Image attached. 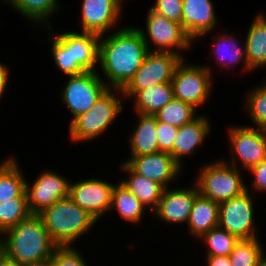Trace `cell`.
<instances>
[{
    "mask_svg": "<svg viewBox=\"0 0 266 266\" xmlns=\"http://www.w3.org/2000/svg\"><path fill=\"white\" fill-rule=\"evenodd\" d=\"M149 52L137 27L118 28L101 35L98 64L108 88L122 90L141 67ZM106 80V81H105Z\"/></svg>",
    "mask_w": 266,
    "mask_h": 266,
    "instance_id": "1",
    "label": "cell"
},
{
    "mask_svg": "<svg viewBox=\"0 0 266 266\" xmlns=\"http://www.w3.org/2000/svg\"><path fill=\"white\" fill-rule=\"evenodd\" d=\"M1 239V253L25 266L48 263L58 247L51 239L39 214H31L16 226L9 228L2 233Z\"/></svg>",
    "mask_w": 266,
    "mask_h": 266,
    "instance_id": "2",
    "label": "cell"
},
{
    "mask_svg": "<svg viewBox=\"0 0 266 266\" xmlns=\"http://www.w3.org/2000/svg\"><path fill=\"white\" fill-rule=\"evenodd\" d=\"M39 215L58 247L73 246L98 222L69 197L58 200Z\"/></svg>",
    "mask_w": 266,
    "mask_h": 266,
    "instance_id": "3",
    "label": "cell"
},
{
    "mask_svg": "<svg viewBox=\"0 0 266 266\" xmlns=\"http://www.w3.org/2000/svg\"><path fill=\"white\" fill-rule=\"evenodd\" d=\"M121 98L124 100L120 89L109 88L89 111L78 115L69 124L68 136L71 141L89 142L104 134L124 108Z\"/></svg>",
    "mask_w": 266,
    "mask_h": 266,
    "instance_id": "4",
    "label": "cell"
},
{
    "mask_svg": "<svg viewBox=\"0 0 266 266\" xmlns=\"http://www.w3.org/2000/svg\"><path fill=\"white\" fill-rule=\"evenodd\" d=\"M241 171L224 159L203 163L195 180L199 194L218 203L241 195L246 191Z\"/></svg>",
    "mask_w": 266,
    "mask_h": 266,
    "instance_id": "5",
    "label": "cell"
},
{
    "mask_svg": "<svg viewBox=\"0 0 266 266\" xmlns=\"http://www.w3.org/2000/svg\"><path fill=\"white\" fill-rule=\"evenodd\" d=\"M186 59L175 68L171 80L174 98L192 105L198 110L203 107L213 91V72L207 65L187 64Z\"/></svg>",
    "mask_w": 266,
    "mask_h": 266,
    "instance_id": "6",
    "label": "cell"
},
{
    "mask_svg": "<svg viewBox=\"0 0 266 266\" xmlns=\"http://www.w3.org/2000/svg\"><path fill=\"white\" fill-rule=\"evenodd\" d=\"M146 16V31L144 28H137L148 50L152 52H171L180 55L184 59L185 56L182 51L190 49L193 41L187 36L181 24L167 19L150 8Z\"/></svg>",
    "mask_w": 266,
    "mask_h": 266,
    "instance_id": "7",
    "label": "cell"
},
{
    "mask_svg": "<svg viewBox=\"0 0 266 266\" xmlns=\"http://www.w3.org/2000/svg\"><path fill=\"white\" fill-rule=\"evenodd\" d=\"M68 78L59 95L71 113V123L78 115L89 111L109 88L99 70L86 71Z\"/></svg>",
    "mask_w": 266,
    "mask_h": 266,
    "instance_id": "8",
    "label": "cell"
},
{
    "mask_svg": "<svg viewBox=\"0 0 266 266\" xmlns=\"http://www.w3.org/2000/svg\"><path fill=\"white\" fill-rule=\"evenodd\" d=\"M231 160H224L237 169L248 170L266 160V135L264 129L239 125L228 129ZM240 162V163H239ZM239 163V164H238ZM240 165V167H239Z\"/></svg>",
    "mask_w": 266,
    "mask_h": 266,
    "instance_id": "9",
    "label": "cell"
},
{
    "mask_svg": "<svg viewBox=\"0 0 266 266\" xmlns=\"http://www.w3.org/2000/svg\"><path fill=\"white\" fill-rule=\"evenodd\" d=\"M182 59L180 55L171 52L149 51L141 67L121 90L124 99L129 98L130 101L140 90L171 82L175 68Z\"/></svg>",
    "mask_w": 266,
    "mask_h": 266,
    "instance_id": "10",
    "label": "cell"
},
{
    "mask_svg": "<svg viewBox=\"0 0 266 266\" xmlns=\"http://www.w3.org/2000/svg\"><path fill=\"white\" fill-rule=\"evenodd\" d=\"M248 188L246 186V191L241 195L219 203L218 226L238 239L260 238L254 221V198Z\"/></svg>",
    "mask_w": 266,
    "mask_h": 266,
    "instance_id": "11",
    "label": "cell"
},
{
    "mask_svg": "<svg viewBox=\"0 0 266 266\" xmlns=\"http://www.w3.org/2000/svg\"><path fill=\"white\" fill-rule=\"evenodd\" d=\"M115 183L100 178H87L70 183L69 198L98 222L110 212Z\"/></svg>",
    "mask_w": 266,
    "mask_h": 266,
    "instance_id": "12",
    "label": "cell"
},
{
    "mask_svg": "<svg viewBox=\"0 0 266 266\" xmlns=\"http://www.w3.org/2000/svg\"><path fill=\"white\" fill-rule=\"evenodd\" d=\"M28 182L26 180V194L32 214H40L58 200L69 197L71 181L51 169L42 171L30 182L32 185Z\"/></svg>",
    "mask_w": 266,
    "mask_h": 266,
    "instance_id": "13",
    "label": "cell"
},
{
    "mask_svg": "<svg viewBox=\"0 0 266 266\" xmlns=\"http://www.w3.org/2000/svg\"><path fill=\"white\" fill-rule=\"evenodd\" d=\"M130 157L123 162L136 174L153 180L164 188H168L169 184L174 183L183 172V167L167 152L160 151L153 154Z\"/></svg>",
    "mask_w": 266,
    "mask_h": 266,
    "instance_id": "14",
    "label": "cell"
},
{
    "mask_svg": "<svg viewBox=\"0 0 266 266\" xmlns=\"http://www.w3.org/2000/svg\"><path fill=\"white\" fill-rule=\"evenodd\" d=\"M82 32L105 35L120 23L123 5L118 0H82Z\"/></svg>",
    "mask_w": 266,
    "mask_h": 266,
    "instance_id": "15",
    "label": "cell"
},
{
    "mask_svg": "<svg viewBox=\"0 0 266 266\" xmlns=\"http://www.w3.org/2000/svg\"><path fill=\"white\" fill-rule=\"evenodd\" d=\"M198 195L199 190L195 183L188 188H164L158 207L152 215L162 223L187 224L193 203Z\"/></svg>",
    "mask_w": 266,
    "mask_h": 266,
    "instance_id": "16",
    "label": "cell"
},
{
    "mask_svg": "<svg viewBox=\"0 0 266 266\" xmlns=\"http://www.w3.org/2000/svg\"><path fill=\"white\" fill-rule=\"evenodd\" d=\"M182 4V28L193 44L195 39L213 33L218 17L212 0H182Z\"/></svg>",
    "mask_w": 266,
    "mask_h": 266,
    "instance_id": "17",
    "label": "cell"
},
{
    "mask_svg": "<svg viewBox=\"0 0 266 266\" xmlns=\"http://www.w3.org/2000/svg\"><path fill=\"white\" fill-rule=\"evenodd\" d=\"M211 124L208 117L198 115L191 122L178 127L173 143V149L169 152L172 158L182 167L185 156H191L196 152L206 137L211 134Z\"/></svg>",
    "mask_w": 266,
    "mask_h": 266,
    "instance_id": "18",
    "label": "cell"
},
{
    "mask_svg": "<svg viewBox=\"0 0 266 266\" xmlns=\"http://www.w3.org/2000/svg\"><path fill=\"white\" fill-rule=\"evenodd\" d=\"M69 40L73 62L78 63L85 71H97L100 35L91 32H62Z\"/></svg>",
    "mask_w": 266,
    "mask_h": 266,
    "instance_id": "19",
    "label": "cell"
},
{
    "mask_svg": "<svg viewBox=\"0 0 266 266\" xmlns=\"http://www.w3.org/2000/svg\"><path fill=\"white\" fill-rule=\"evenodd\" d=\"M138 122L129 134L128 145L131 156L147 155L159 152L158 120L154 115L136 113Z\"/></svg>",
    "mask_w": 266,
    "mask_h": 266,
    "instance_id": "20",
    "label": "cell"
},
{
    "mask_svg": "<svg viewBox=\"0 0 266 266\" xmlns=\"http://www.w3.org/2000/svg\"><path fill=\"white\" fill-rule=\"evenodd\" d=\"M212 37L215 42L209 54H213L210 59H214V62L217 61L218 68L220 66V68H225L226 70L229 67L231 68V66H238L241 63V71H244V73L252 72L247 64L245 43H242L243 46L241 44L239 46V41L233 34L222 33L217 38L216 36Z\"/></svg>",
    "mask_w": 266,
    "mask_h": 266,
    "instance_id": "21",
    "label": "cell"
},
{
    "mask_svg": "<svg viewBox=\"0 0 266 266\" xmlns=\"http://www.w3.org/2000/svg\"><path fill=\"white\" fill-rule=\"evenodd\" d=\"M119 166L120 170L125 171L128 175V179L124 178L119 182L130 190L152 213L158 207L164 187L153 180L136 174L125 162Z\"/></svg>",
    "mask_w": 266,
    "mask_h": 266,
    "instance_id": "22",
    "label": "cell"
},
{
    "mask_svg": "<svg viewBox=\"0 0 266 266\" xmlns=\"http://www.w3.org/2000/svg\"><path fill=\"white\" fill-rule=\"evenodd\" d=\"M219 224V203L198 195L187 222L189 234L200 239Z\"/></svg>",
    "mask_w": 266,
    "mask_h": 266,
    "instance_id": "23",
    "label": "cell"
},
{
    "mask_svg": "<svg viewBox=\"0 0 266 266\" xmlns=\"http://www.w3.org/2000/svg\"><path fill=\"white\" fill-rule=\"evenodd\" d=\"M266 14L259 12L248 28L245 48L248 67L253 71L266 67Z\"/></svg>",
    "mask_w": 266,
    "mask_h": 266,
    "instance_id": "24",
    "label": "cell"
},
{
    "mask_svg": "<svg viewBox=\"0 0 266 266\" xmlns=\"http://www.w3.org/2000/svg\"><path fill=\"white\" fill-rule=\"evenodd\" d=\"M6 5L10 4L15 12H19L32 25H46L45 29L53 32L49 19L59 11L58 0H2ZM56 12V13H55ZM49 22V23H48Z\"/></svg>",
    "mask_w": 266,
    "mask_h": 266,
    "instance_id": "25",
    "label": "cell"
},
{
    "mask_svg": "<svg viewBox=\"0 0 266 266\" xmlns=\"http://www.w3.org/2000/svg\"><path fill=\"white\" fill-rule=\"evenodd\" d=\"M26 176L15 156L3 159L0 164V203L17 197H27Z\"/></svg>",
    "mask_w": 266,
    "mask_h": 266,
    "instance_id": "26",
    "label": "cell"
},
{
    "mask_svg": "<svg viewBox=\"0 0 266 266\" xmlns=\"http://www.w3.org/2000/svg\"><path fill=\"white\" fill-rule=\"evenodd\" d=\"M132 99L135 113L155 115L162 107L174 99L172 83H161L140 90Z\"/></svg>",
    "mask_w": 266,
    "mask_h": 266,
    "instance_id": "27",
    "label": "cell"
},
{
    "mask_svg": "<svg viewBox=\"0 0 266 266\" xmlns=\"http://www.w3.org/2000/svg\"><path fill=\"white\" fill-rule=\"evenodd\" d=\"M115 210L119 216L135 225L143 221L147 210L138 198L120 182L114 185L110 211ZM142 220V221H141Z\"/></svg>",
    "mask_w": 266,
    "mask_h": 266,
    "instance_id": "28",
    "label": "cell"
},
{
    "mask_svg": "<svg viewBox=\"0 0 266 266\" xmlns=\"http://www.w3.org/2000/svg\"><path fill=\"white\" fill-rule=\"evenodd\" d=\"M49 34L50 51L57 69L67 76L86 72L78 63L73 62L72 49H69V40L62 33L50 32Z\"/></svg>",
    "mask_w": 266,
    "mask_h": 266,
    "instance_id": "29",
    "label": "cell"
},
{
    "mask_svg": "<svg viewBox=\"0 0 266 266\" xmlns=\"http://www.w3.org/2000/svg\"><path fill=\"white\" fill-rule=\"evenodd\" d=\"M197 112L192 105L174 98L154 116L160 122L181 127L195 119L198 116Z\"/></svg>",
    "mask_w": 266,
    "mask_h": 266,
    "instance_id": "30",
    "label": "cell"
},
{
    "mask_svg": "<svg viewBox=\"0 0 266 266\" xmlns=\"http://www.w3.org/2000/svg\"><path fill=\"white\" fill-rule=\"evenodd\" d=\"M200 239L201 242L205 243L206 257L229 256L239 240L235 235L230 234L219 226L205 233Z\"/></svg>",
    "mask_w": 266,
    "mask_h": 266,
    "instance_id": "31",
    "label": "cell"
},
{
    "mask_svg": "<svg viewBox=\"0 0 266 266\" xmlns=\"http://www.w3.org/2000/svg\"><path fill=\"white\" fill-rule=\"evenodd\" d=\"M262 246L259 238L239 239L229 255L231 266H259Z\"/></svg>",
    "mask_w": 266,
    "mask_h": 266,
    "instance_id": "32",
    "label": "cell"
},
{
    "mask_svg": "<svg viewBox=\"0 0 266 266\" xmlns=\"http://www.w3.org/2000/svg\"><path fill=\"white\" fill-rule=\"evenodd\" d=\"M31 214L27 197H17L3 201L0 203V232L4 233Z\"/></svg>",
    "mask_w": 266,
    "mask_h": 266,
    "instance_id": "33",
    "label": "cell"
},
{
    "mask_svg": "<svg viewBox=\"0 0 266 266\" xmlns=\"http://www.w3.org/2000/svg\"><path fill=\"white\" fill-rule=\"evenodd\" d=\"M245 96V107L249 119L256 128L266 127V80L249 90Z\"/></svg>",
    "mask_w": 266,
    "mask_h": 266,
    "instance_id": "34",
    "label": "cell"
},
{
    "mask_svg": "<svg viewBox=\"0 0 266 266\" xmlns=\"http://www.w3.org/2000/svg\"><path fill=\"white\" fill-rule=\"evenodd\" d=\"M83 257L75 245L57 247L48 263L50 266H88Z\"/></svg>",
    "mask_w": 266,
    "mask_h": 266,
    "instance_id": "35",
    "label": "cell"
},
{
    "mask_svg": "<svg viewBox=\"0 0 266 266\" xmlns=\"http://www.w3.org/2000/svg\"><path fill=\"white\" fill-rule=\"evenodd\" d=\"M150 9L182 26V0H156Z\"/></svg>",
    "mask_w": 266,
    "mask_h": 266,
    "instance_id": "36",
    "label": "cell"
},
{
    "mask_svg": "<svg viewBox=\"0 0 266 266\" xmlns=\"http://www.w3.org/2000/svg\"><path fill=\"white\" fill-rule=\"evenodd\" d=\"M159 152L169 153L173 149V143L178 127L158 121L157 124Z\"/></svg>",
    "mask_w": 266,
    "mask_h": 266,
    "instance_id": "37",
    "label": "cell"
},
{
    "mask_svg": "<svg viewBox=\"0 0 266 266\" xmlns=\"http://www.w3.org/2000/svg\"><path fill=\"white\" fill-rule=\"evenodd\" d=\"M248 171L253 176V181L251 182L252 190L256 193L265 192L266 191V160L261 163L252 166L248 169Z\"/></svg>",
    "mask_w": 266,
    "mask_h": 266,
    "instance_id": "38",
    "label": "cell"
},
{
    "mask_svg": "<svg viewBox=\"0 0 266 266\" xmlns=\"http://www.w3.org/2000/svg\"><path fill=\"white\" fill-rule=\"evenodd\" d=\"M10 68L7 67L6 64H2V62L0 61V100L3 97V93H5V91H7V85L8 84V80L10 79L9 77V72Z\"/></svg>",
    "mask_w": 266,
    "mask_h": 266,
    "instance_id": "39",
    "label": "cell"
},
{
    "mask_svg": "<svg viewBox=\"0 0 266 266\" xmlns=\"http://www.w3.org/2000/svg\"><path fill=\"white\" fill-rule=\"evenodd\" d=\"M206 266H231L229 256H213L206 257Z\"/></svg>",
    "mask_w": 266,
    "mask_h": 266,
    "instance_id": "40",
    "label": "cell"
},
{
    "mask_svg": "<svg viewBox=\"0 0 266 266\" xmlns=\"http://www.w3.org/2000/svg\"><path fill=\"white\" fill-rule=\"evenodd\" d=\"M0 266H25V265L12 261L7 257H5L2 253H0Z\"/></svg>",
    "mask_w": 266,
    "mask_h": 266,
    "instance_id": "41",
    "label": "cell"
},
{
    "mask_svg": "<svg viewBox=\"0 0 266 266\" xmlns=\"http://www.w3.org/2000/svg\"><path fill=\"white\" fill-rule=\"evenodd\" d=\"M266 252L263 251L260 261H259V266H266Z\"/></svg>",
    "mask_w": 266,
    "mask_h": 266,
    "instance_id": "42",
    "label": "cell"
},
{
    "mask_svg": "<svg viewBox=\"0 0 266 266\" xmlns=\"http://www.w3.org/2000/svg\"><path fill=\"white\" fill-rule=\"evenodd\" d=\"M34 266H50L49 263L41 264V265H34Z\"/></svg>",
    "mask_w": 266,
    "mask_h": 266,
    "instance_id": "43",
    "label": "cell"
},
{
    "mask_svg": "<svg viewBox=\"0 0 266 266\" xmlns=\"http://www.w3.org/2000/svg\"><path fill=\"white\" fill-rule=\"evenodd\" d=\"M1 235H2V233L0 232V253H1V241H2V239H1L2 236Z\"/></svg>",
    "mask_w": 266,
    "mask_h": 266,
    "instance_id": "44",
    "label": "cell"
},
{
    "mask_svg": "<svg viewBox=\"0 0 266 266\" xmlns=\"http://www.w3.org/2000/svg\"><path fill=\"white\" fill-rule=\"evenodd\" d=\"M121 4H123L124 5V1L125 0H118Z\"/></svg>",
    "mask_w": 266,
    "mask_h": 266,
    "instance_id": "45",
    "label": "cell"
}]
</instances>
